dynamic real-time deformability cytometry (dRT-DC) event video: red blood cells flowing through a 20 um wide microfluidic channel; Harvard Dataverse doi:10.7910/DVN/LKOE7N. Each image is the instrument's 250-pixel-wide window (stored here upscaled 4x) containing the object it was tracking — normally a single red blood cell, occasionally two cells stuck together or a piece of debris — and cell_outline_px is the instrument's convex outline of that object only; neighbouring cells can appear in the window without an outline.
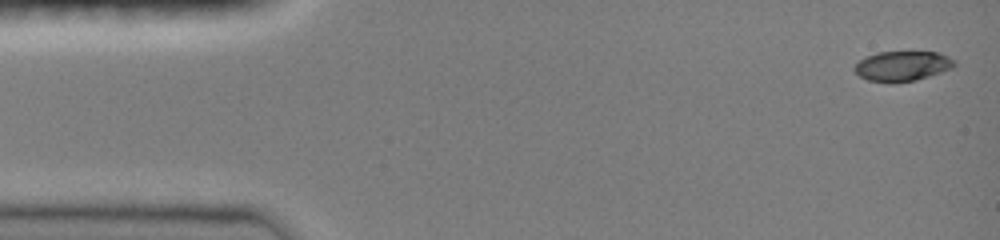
{"species": "common noctule bat (a hibernating species)", "species_latin": "Nyctalus noctula", "temperature_condition": "room temperature", "stored_images_in_passage": 5, "camera_frame_rate_fps": 3000, "um_per_image_px": 0.085, "animal": {"sex": "female", "body_mass_g": 19.0, "forearm_length_mm": 51.5}, "frame": {"image": 1, "passage_image": 1, "time_ms": 0.0, "image_size_px": [1000, 240], "cell_outline_px": [[956, 64], [952, 68], [916, 80], [868, 80], [860, 76], [852, 68], [864, 56], [876, 52], [936, 52], [948, 56], [956, 60]], "centroid_in_image_um": [76.71, 5.57], "position_along_channel_um": 8.3, "area_um2": 16.94}}
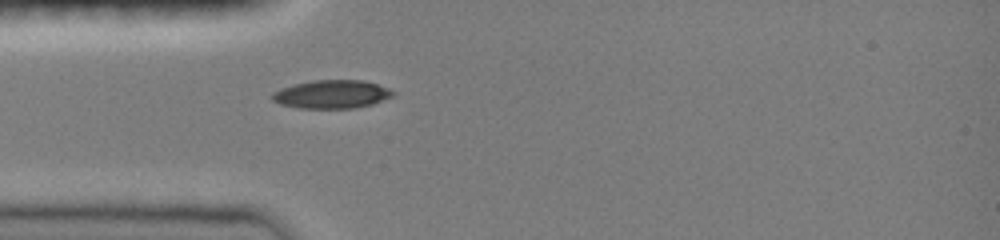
{"frame": {"image": 2, "passage_image": 5, "time_ms": 1.333, "image_size_px": [1000, 240], "cell_outline_px": [[396, 92], [392, 96], [372, 104], [352, 108], [300, 108], [280, 104], [272, 100], [272, 92], [280, 88], [312, 80], [364, 80], [388, 88]], "centroid_in_image_um": [28.18, 8.01], "position_along_channel_um": 56.8, "area_um2": 19.83}}